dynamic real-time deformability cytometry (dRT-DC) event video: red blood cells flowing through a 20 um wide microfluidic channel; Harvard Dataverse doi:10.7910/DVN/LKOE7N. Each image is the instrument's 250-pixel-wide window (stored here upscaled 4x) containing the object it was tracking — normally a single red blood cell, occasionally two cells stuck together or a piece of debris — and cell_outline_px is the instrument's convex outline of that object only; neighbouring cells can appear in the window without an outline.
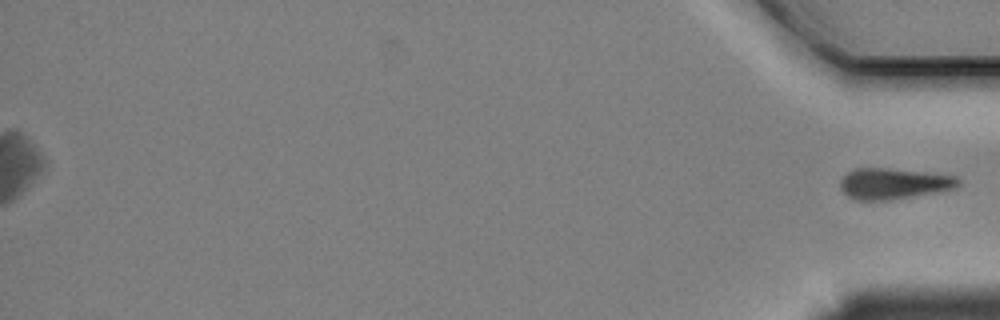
{"species": "Egyptian fruit bat (a non-hibernating species)", "species_latin": "Rousettus aegyptiacus", "temperature_condition": "cold", "stored_images_in_passage": 59, "segment_of_instrument_passage": [2, 2], "camera_frame_rate_fps": 3000, "um_per_image_px": 0.085, "animal": {"sex": "female"}, "frame": {"image": 1, "passage_image": 59, "time_ms": 19.333, "image_size_px": [1000, 320], "cell_outline_px": [[960, 184], [956, 188], [936, 192], [888, 200], [856, 200], [848, 196], [844, 192], [840, 184], [840, 180], [848, 172], [856, 168], [888, 168], [924, 172], [956, 176], [960, 180]], "centroid_in_image_um": [75.97, 15.6], "position_along_channel_um": 359.2, "area_um2": 21.1}}